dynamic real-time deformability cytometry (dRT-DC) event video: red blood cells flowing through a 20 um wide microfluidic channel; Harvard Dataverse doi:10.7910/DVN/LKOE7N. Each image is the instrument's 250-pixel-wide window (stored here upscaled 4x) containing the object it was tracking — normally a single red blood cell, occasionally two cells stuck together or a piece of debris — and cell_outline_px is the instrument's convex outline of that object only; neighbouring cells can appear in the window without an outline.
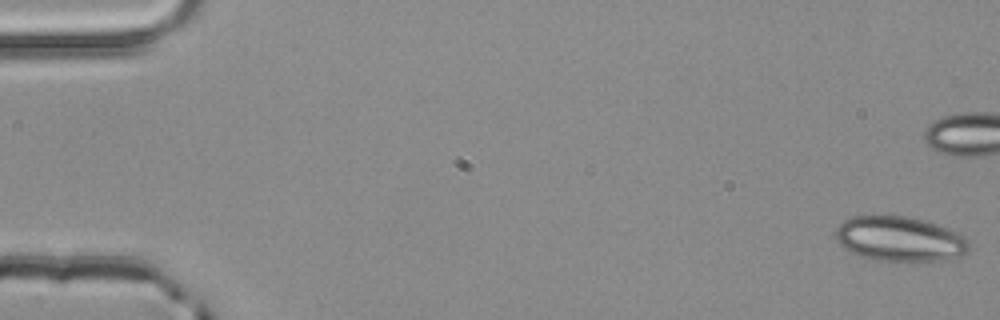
{"species": "common noctule bat (a hibernating species)", "species_latin": "Nyctalus noctula", "temperature_condition": "room temperature", "stored_images_in_passage": 5, "camera_frame_rate_fps": 3000, "um_per_image_px": 0.085, "animal": {"sex": "male", "body_mass_g": 20.4}, "frame": {"image": 1, "passage_image": 1, "time_ms": 0.0, "image_size_px": [1000, 320], "cell_outline_px": [[968, 252], [960, 256], [944, 260], [876, 260], [860, 256], [844, 248], [836, 240], [836, 228], [844, 220], [852, 216], [904, 216], [924, 220], [936, 224], [956, 232], [964, 236], [968, 240]], "centroid_in_image_um": [76.46, 20.3], "position_along_channel_um": 8.5, "area_um2": 34.51}}